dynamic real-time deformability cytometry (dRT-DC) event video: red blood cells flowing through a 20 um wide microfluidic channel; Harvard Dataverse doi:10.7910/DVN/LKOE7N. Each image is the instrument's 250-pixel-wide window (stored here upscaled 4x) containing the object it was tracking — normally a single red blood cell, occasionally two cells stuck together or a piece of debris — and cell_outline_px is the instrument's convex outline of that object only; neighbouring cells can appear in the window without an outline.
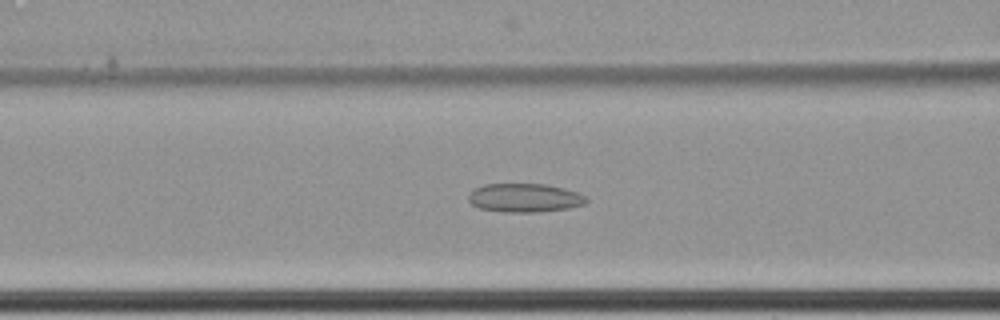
{"species": "common noctule bat (a hibernating species)", "species_latin": "Nyctalus noctula", "temperature_condition": "cold", "stored_images_in_passage": 41, "camera_frame_rate_fps": 3000, "um_per_image_px": 0.085, "animal": {"sex": "female", "body_mass_g": 22.7, "forearm_length_mm": 54.2}, "frame": {"image": 1, "passage_image": 6, "time_ms": 1.667, "image_size_px": [1000, 320], "cell_outline_px": [[588, 200], [584, 204], [568, 208], [540, 212], [504, 212], [480, 208], [472, 204], [468, 200], [468, 196], [476, 188], [484, 184], [544, 184], [576, 192], [584, 196]], "centroid_in_image_um": [44.57, 16.82], "position_along_channel_um": 122.0, "area_um2": 19.42}}
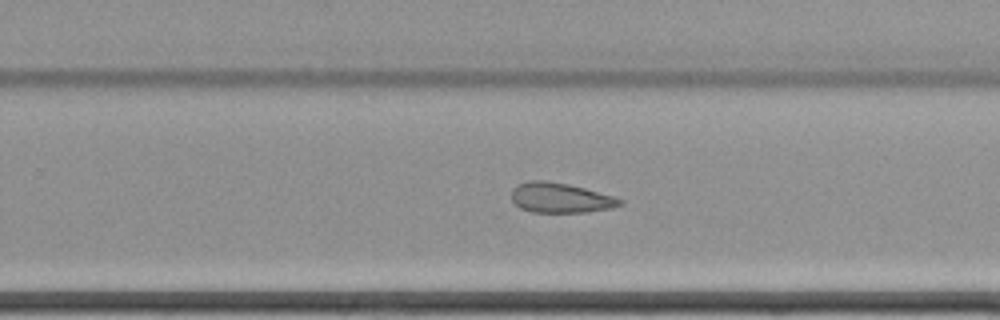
{"frame": {"image": 2, "passage_image": 20, "time_ms": 6.333, "image_size_px": [1000, 320], "cell_outline_px": [[624, 204], [612, 208], [588, 212], [532, 212], [520, 208], [512, 200], [512, 188], [516, 184], [528, 180], [544, 180], [568, 184], [584, 188], [612, 196], [624, 200]], "centroid_in_image_um": [47.62, 16.81], "position_along_channel_um": 282.2, "area_um2": 19.02}}
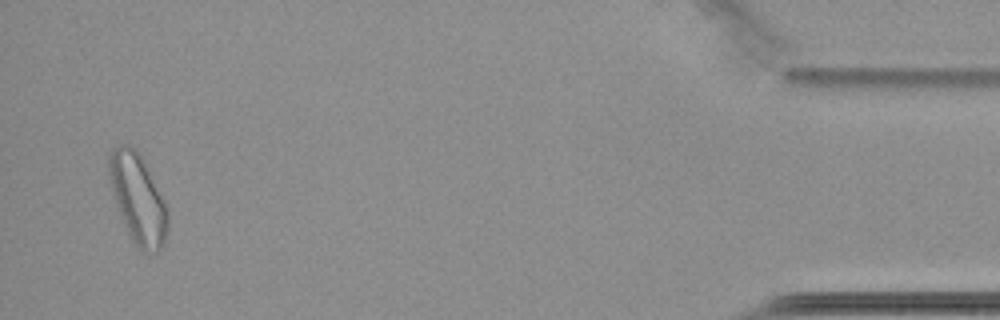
{"frame": {"image": 3, "passage_image": 39, "time_ms": 12.667, "image_size_px": [1000, 320], "cell_outline_px": [[168, 228], [164, 244], [156, 252], [144, 252], [136, 248], [128, 236], [116, 204], [108, 172], [108, 156], [112, 148], [120, 144], [132, 144], [140, 152], [168, 208]], "centroid_in_image_um": [11.72, 16.88], "position_along_channel_um": 423.5, "area_um2": 31.1}, "authors_computed_cell_mechanics": {"area_um2": 19.5942, "velocity_mm_per_s": 3.4343, "shape_relaxation_time_tau1_ms": null, "shape_relaxation_time_tau2_ms": 11.141, "deformation_change_tau1": null, "deformation_change_tau2": 0.1755}}